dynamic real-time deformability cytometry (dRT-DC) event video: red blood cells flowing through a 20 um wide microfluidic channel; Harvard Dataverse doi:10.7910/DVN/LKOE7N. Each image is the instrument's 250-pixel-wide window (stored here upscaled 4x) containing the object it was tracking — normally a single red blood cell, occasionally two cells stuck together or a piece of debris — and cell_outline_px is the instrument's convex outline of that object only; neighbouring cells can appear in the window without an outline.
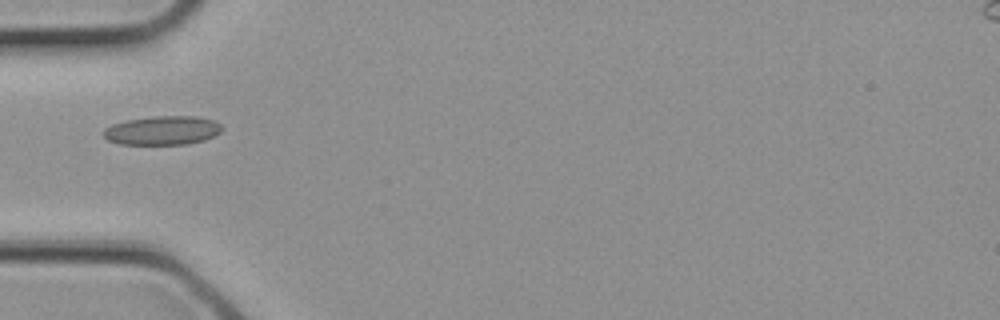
{"species": "common noctule bat (a hibernating species)", "species_latin": "Nyctalus noctula", "temperature_condition": "cold", "stored_images_in_passage": 3, "camera_frame_rate_fps": 3000, "um_per_image_px": 0.085, "animal": {"sex": "female", "body_mass_g": 21.9}, "frame": {"image": 1, "passage_image": 3, "time_ms": 0.667, "image_size_px": [1000, 320], "cell_outline_px": [[224, 128], [220, 132], [204, 140], [188, 144], [120, 144], [108, 140], [104, 136], [104, 128], [112, 124], [124, 120], [156, 116], [196, 116], [212, 120], [220, 124]], "centroid_in_image_um": [13.8, 11.08], "position_along_channel_um": 71.2, "area_um2": 19.94}}